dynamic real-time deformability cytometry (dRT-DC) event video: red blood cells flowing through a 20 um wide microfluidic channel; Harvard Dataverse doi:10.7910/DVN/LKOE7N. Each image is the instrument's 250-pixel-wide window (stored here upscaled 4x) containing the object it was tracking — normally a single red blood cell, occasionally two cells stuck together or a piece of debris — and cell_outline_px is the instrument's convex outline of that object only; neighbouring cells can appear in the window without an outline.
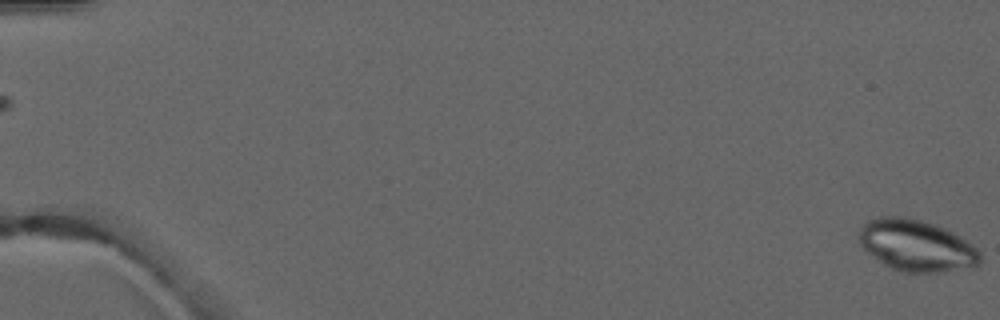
{"species": "common noctule bat (a hibernating species)", "species_latin": "Nyctalus noctula", "temperature_condition": "warm", "stored_images_in_passage": 2, "camera_frame_rate_fps": 3000, "um_per_image_px": 0.085, "animal": {"sex": "male", "forearm_length_mm": 52.5}, "frame": {"image": 1, "passage_image": 2, "time_ms": 1.333, "image_size_px": [1000, 320], "cell_outline_px": [[980, 264], [972, 268], [948, 272], [904, 272], [892, 268], [884, 264], [872, 256], [860, 244], [860, 228], [868, 220], [880, 216], [908, 216], [936, 224], [960, 236], [976, 248], [980, 252]], "centroid_in_image_um": [77.93, 20.87], "position_along_channel_um": 7.1, "area_um2": 36.53}}